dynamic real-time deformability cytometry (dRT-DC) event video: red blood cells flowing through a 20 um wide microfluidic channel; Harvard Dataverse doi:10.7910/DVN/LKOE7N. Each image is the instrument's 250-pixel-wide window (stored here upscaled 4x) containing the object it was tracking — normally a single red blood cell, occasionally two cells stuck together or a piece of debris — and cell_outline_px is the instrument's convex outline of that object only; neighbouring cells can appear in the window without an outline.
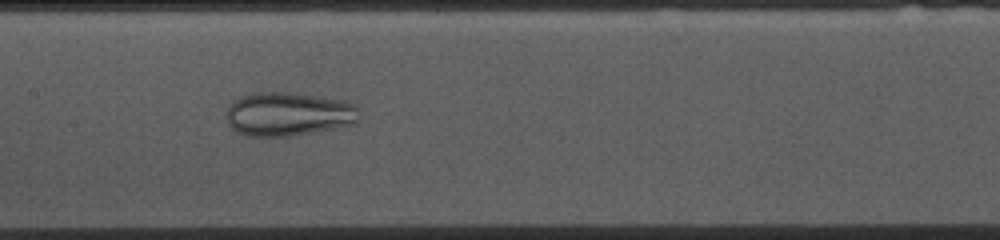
{"species": "common noctule bat (a hibernating species)", "species_latin": "Nyctalus noctula", "temperature_condition": "cold", "stored_images_in_passage": 53, "camera_frame_rate_fps": 3000, "um_per_image_px": 0.085, "animal": {"sex": "female", "body_mass_g": 10.0, "forearm_length_mm": 53.1}, "frame": {"image": 1, "passage_image": 24, "time_ms": 7.667, "image_size_px": [1000, 240], "cell_outline_px": [[360, 120], [356, 124], [288, 136], [244, 136], [236, 132], [228, 124], [228, 108], [240, 96], [252, 92], [292, 92], [344, 100], [356, 104]], "centroid_in_image_um": [24.54, 9.69], "position_along_channel_um": 182.9, "area_um2": 34.04}}
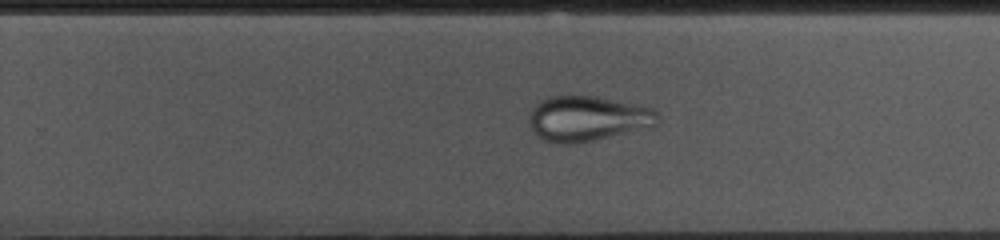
{"frame": {"image": 2, "passage_image": 32, "time_ms": 10.333, "image_size_px": [1000, 240], "cell_outline_px": [[660, 120], [652, 128], [576, 144], [560, 144], [544, 140], [536, 136], [532, 132], [528, 124], [528, 120], [532, 108], [540, 100], [548, 96], [596, 96], [616, 100], [652, 108], [660, 116]], "centroid_in_image_um": [49.94, 10.1], "position_along_channel_um": 279.9, "area_um2": 34.51}}
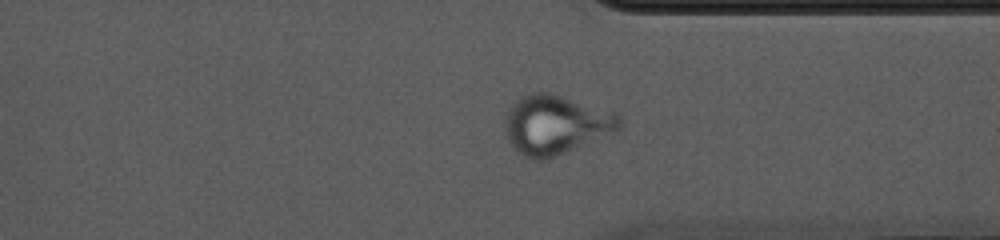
{"frame": {"image": 3, "passage_image": 39, "time_ms": 12.667, "image_size_px": [1000, 240], "cell_outline_px": [[624, 124], [616, 132], [548, 160], [532, 160], [516, 152], [508, 140], [504, 128], [504, 120], [508, 108], [520, 96], [532, 92], [548, 92], [616, 112], [624, 120]], "centroid_in_image_um": [47.24, 10.61], "position_along_channel_um": 364.2, "area_um2": 40.23}}